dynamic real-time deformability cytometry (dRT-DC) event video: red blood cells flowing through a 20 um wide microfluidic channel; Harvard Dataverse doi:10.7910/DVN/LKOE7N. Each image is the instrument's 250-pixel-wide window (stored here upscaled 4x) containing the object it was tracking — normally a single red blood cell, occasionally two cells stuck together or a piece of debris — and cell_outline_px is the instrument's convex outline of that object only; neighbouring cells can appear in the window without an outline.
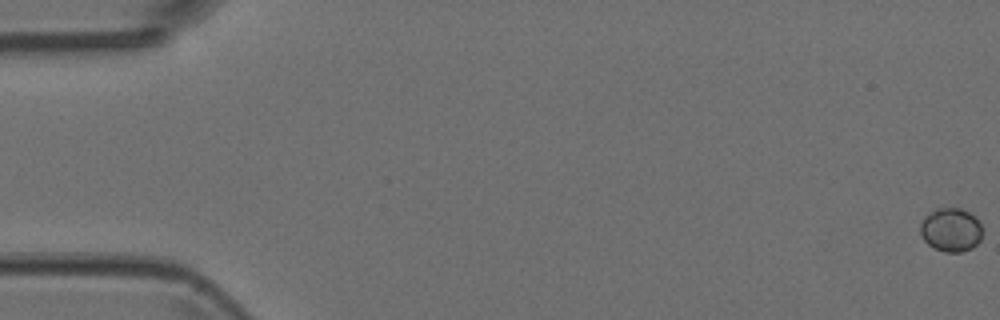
{"species": "Egyptian fruit bat (a non-hibernating species)", "species_latin": "Rousettus aegyptiacus", "temperature_condition": "room temperature", "stored_images_in_passage": 9, "camera_frame_rate_fps": 3000, "um_per_image_px": 0.085, "animal": {"sex": "female"}, "frame": {"image": 1, "passage_image": 1, "time_ms": 0.0, "image_size_px": [1000, 320], "cell_outline_px": [[980, 240], [972, 248], [960, 252], [944, 252], [928, 244], [920, 236], [920, 224], [924, 216], [936, 208], [960, 208], [976, 216], [980, 224]], "centroid_in_image_um": [80.8, 19.52], "position_along_channel_um": 4.2, "area_um2": 15.78}}
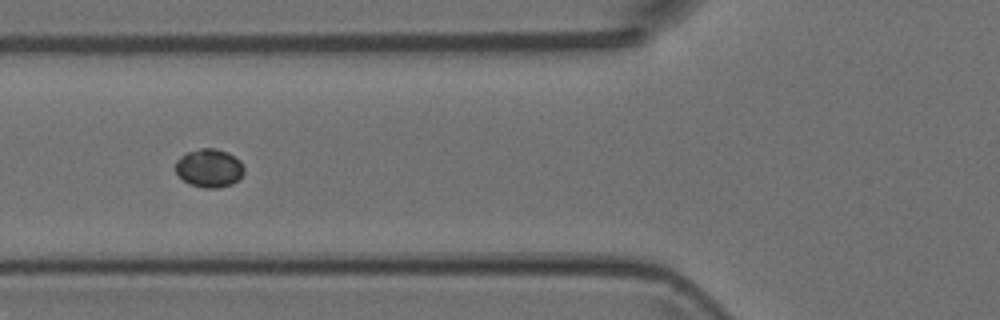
{"frame": {"image": 2, "passage_image": 7, "time_ms": 2.0, "image_size_px": [1000, 320], "cell_outline_px": [[244, 172], [232, 184], [216, 188], [204, 188], [188, 184], [176, 172], [176, 160], [184, 152], [200, 148], [216, 148], [228, 152], [240, 160], [244, 168]], "centroid_in_image_um": [17.76, 14.27], "position_along_channel_um": 108.0, "area_um2": 15.43}}
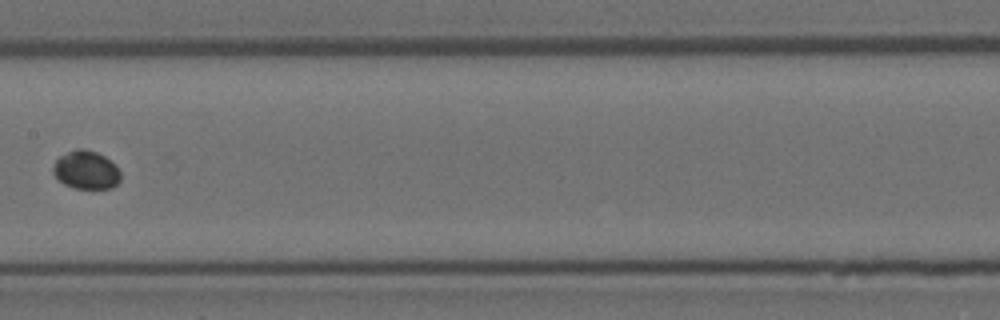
{"frame": {"image": 3, "passage_image": 9, "time_ms": 2.667, "image_size_px": [1000, 320], "cell_outline_px": [[120, 180], [112, 188], [76, 188], [64, 184], [52, 172], [52, 168], [56, 160], [60, 156], [76, 148], [84, 148], [96, 152], [104, 156], [120, 172]], "centroid_in_image_um": [7.29, 14.44], "position_along_channel_um": 200.1, "area_um2": 14.8}}